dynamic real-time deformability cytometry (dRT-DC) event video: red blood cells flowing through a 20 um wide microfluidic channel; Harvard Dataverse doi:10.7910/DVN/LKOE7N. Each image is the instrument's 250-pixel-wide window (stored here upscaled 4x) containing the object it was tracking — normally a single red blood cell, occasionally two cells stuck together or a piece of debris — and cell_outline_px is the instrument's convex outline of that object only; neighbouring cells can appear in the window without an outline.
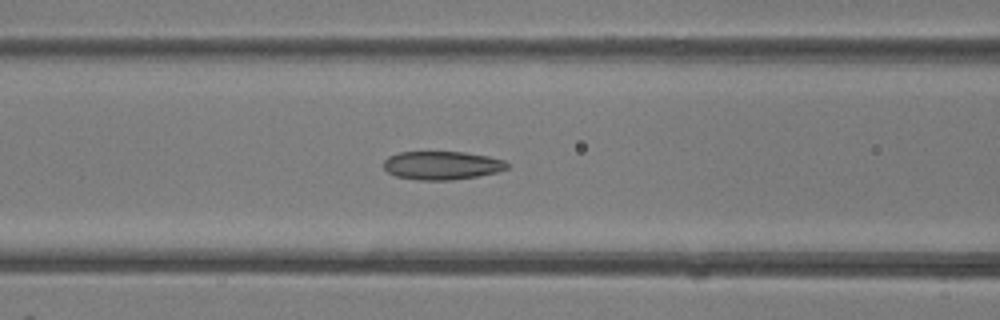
{"species": "common noctule bat (a hibernating species)", "species_latin": "Nyctalus noctula", "temperature_condition": "room temperature", "stored_images_in_passage": 35, "camera_frame_rate_fps": 3000, "um_per_image_px": 0.085, "animal": {"sex": "female"}, "frame": {"image": 1, "passage_image": 12, "time_ms": 3.667, "image_size_px": [1000, 320], "cell_outline_px": [[512, 164], [508, 168], [496, 172], [476, 176], [452, 180], [420, 180], [396, 176], [388, 172], [384, 168], [384, 160], [388, 156], [400, 152], [464, 152], [488, 156], [504, 160]], "centroid_in_image_um": [37.58, 14.05], "position_along_channel_um": 129.0, "area_um2": 20.46}}
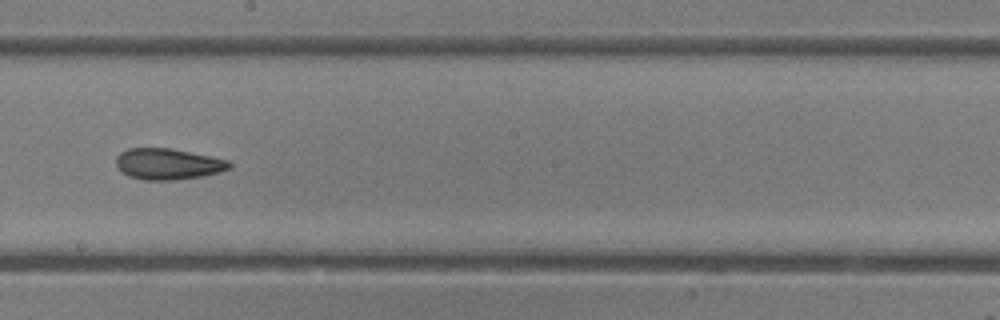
{"frame": {"image": 2, "passage_image": 18, "time_ms": 5.667, "image_size_px": [1000, 320], "cell_outline_px": [[232, 168], [220, 172], [200, 176], [172, 180], [144, 180], [128, 176], [116, 164], [116, 156], [120, 152], [128, 148], [172, 148], [228, 160], [232, 164]], "centroid_in_image_um": [14.28, 13.93], "position_along_channel_um": 233.9, "area_um2": 20.46}}
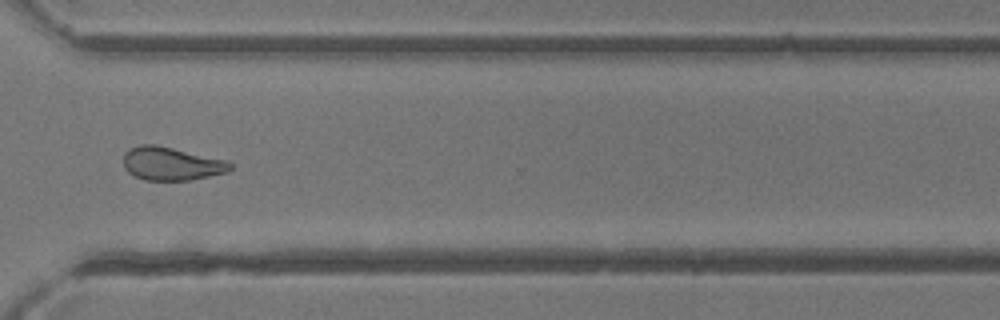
{"frame": {"image": 3, "passage_image": 25, "time_ms": 8.0, "image_size_px": [1000, 320], "cell_outline_px": [[232, 168], [228, 172], [192, 180], [144, 180], [128, 172], [124, 168], [124, 152], [128, 148], [140, 144], [156, 144], [228, 160], [232, 164]], "centroid_in_image_um": [14.57, 13.9], "position_along_channel_um": 356.0, "area_um2": 20.98}}